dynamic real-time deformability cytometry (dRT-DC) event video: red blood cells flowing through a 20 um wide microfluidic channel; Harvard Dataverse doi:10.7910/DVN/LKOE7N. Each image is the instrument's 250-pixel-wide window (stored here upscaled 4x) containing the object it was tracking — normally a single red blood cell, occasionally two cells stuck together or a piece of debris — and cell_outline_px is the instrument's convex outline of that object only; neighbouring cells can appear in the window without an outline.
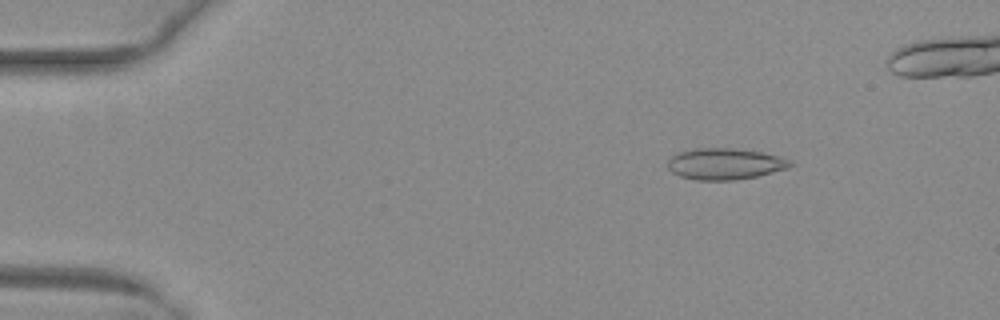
{"species": "common noctule bat (a hibernating species)", "species_latin": "Nyctalus noctula", "temperature_condition": "warm", "stored_images_in_passage": 49, "camera_frame_rate_fps": 3000, "um_per_image_px": 0.085, "animal": {"sex": "female", "body_mass_g": 29.2, "forearm_length_mm": 56.3}, "frame": {"image": 1, "passage_image": 8, "time_ms": 2.333, "image_size_px": [1000, 320], "cell_outline_px": [[796, 164], [788, 168], [756, 176], [732, 180], [696, 180], [680, 176], [672, 172], [668, 168], [668, 160], [676, 152], [692, 148], [732, 148], [764, 152], [780, 156], [792, 160]], "centroid_in_image_um": [61.63, 13.91], "position_along_channel_um": 23.4, "area_um2": 22.6}}
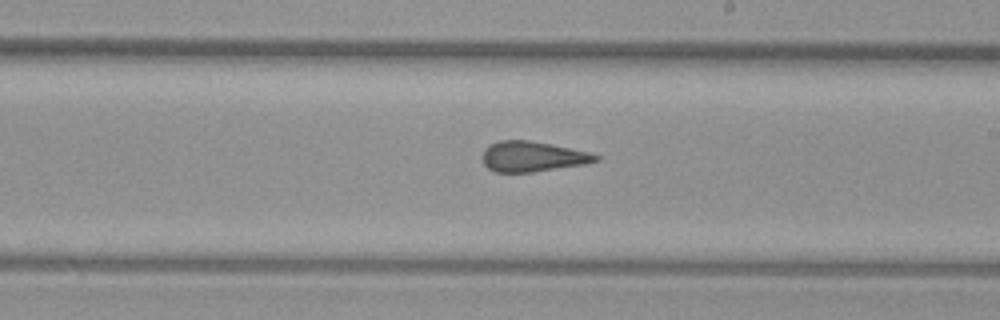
{"frame": {"image": 2, "passage_image": 31, "time_ms": 10.0, "image_size_px": [1000, 320], "cell_outline_px": [[600, 160], [584, 164], [532, 172], [496, 172], [488, 168], [484, 164], [484, 148], [488, 144], [500, 140], [528, 140], [552, 144], [588, 152], [600, 156]], "centroid_in_image_um": [45.26, 13.3], "position_along_channel_um": 243.7, "area_um2": 19.88}}
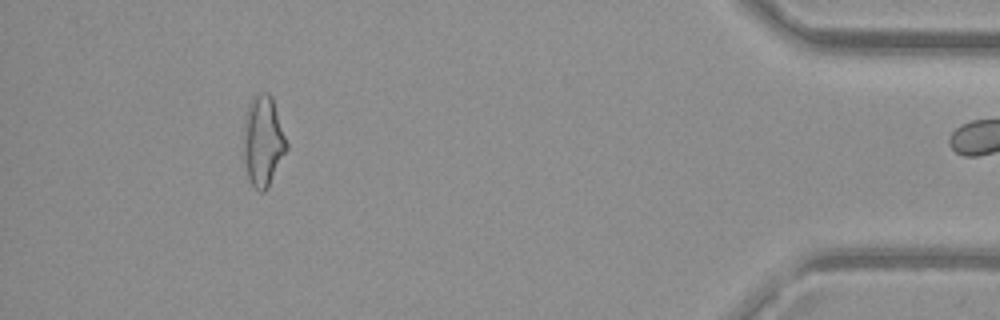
{"frame": {"image": 3, "passage_image": 48, "time_ms": 15.667, "image_size_px": [1000, 320], "cell_outline_px": [[288, 148], [268, 188], [264, 192], [260, 192], [248, 180], [244, 160], [244, 120], [248, 104], [252, 96], [260, 92], [268, 92], [272, 96], [288, 144]], "centroid_in_image_um": [22.36, 11.97], "position_along_channel_um": 412.8, "area_um2": 22.89}}